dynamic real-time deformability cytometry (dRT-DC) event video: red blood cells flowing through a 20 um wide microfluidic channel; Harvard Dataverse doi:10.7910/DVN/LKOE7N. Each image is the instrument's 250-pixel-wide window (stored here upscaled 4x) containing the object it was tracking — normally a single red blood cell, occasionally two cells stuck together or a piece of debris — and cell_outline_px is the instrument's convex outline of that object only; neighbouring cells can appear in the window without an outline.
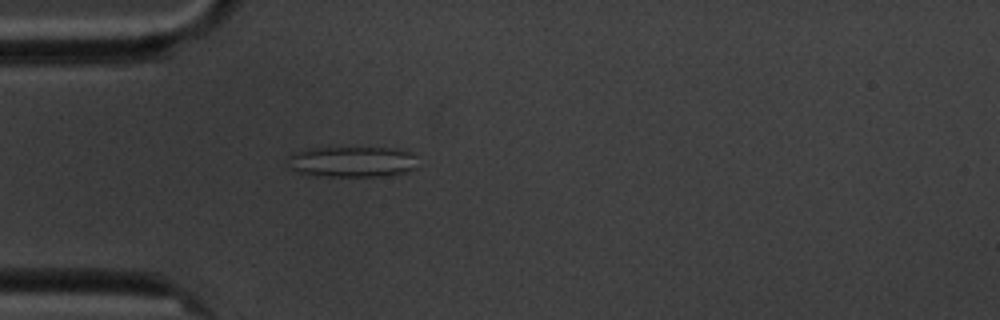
{"species": "common noctule bat (a hibernating species)", "species_latin": "Nyctalus noctula", "temperature_condition": "cold", "stored_images_in_passage": 3, "camera_frame_rate_fps": 3000, "um_per_image_px": 0.085, "animal": {"sex": "male", "body_mass_g": 20.1, "forearm_length_mm": 53.5}, "frame": {"image": 1, "passage_image": 3, "time_ms": 3.333, "image_size_px": [1000, 320], "cell_outline_px": [[416, 168], [404, 172], [380, 176], [308, 176], [292, 168], [284, 160], [292, 152], [304, 148], [396, 148], [408, 152], [416, 156]], "centroid_in_image_um": [29.85, 13.74], "position_along_channel_um": 55.2, "area_um2": 23.52}}